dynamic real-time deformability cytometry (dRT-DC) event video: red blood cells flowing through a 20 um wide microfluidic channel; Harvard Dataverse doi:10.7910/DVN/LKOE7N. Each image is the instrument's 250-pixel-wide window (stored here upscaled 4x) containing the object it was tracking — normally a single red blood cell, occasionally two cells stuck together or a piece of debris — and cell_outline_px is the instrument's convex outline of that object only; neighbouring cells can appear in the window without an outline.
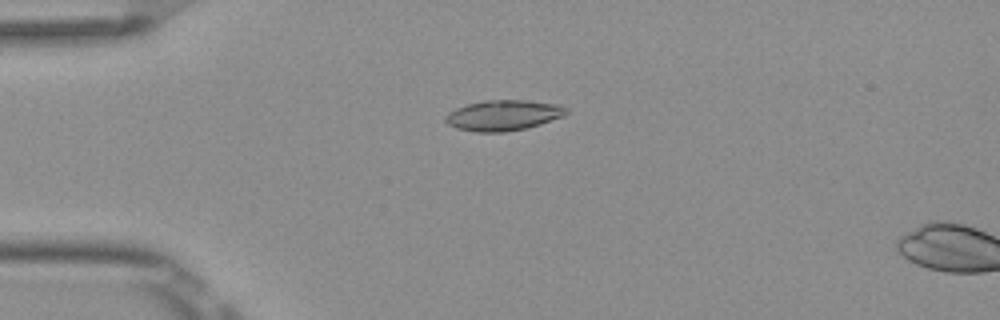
{"species": "Egyptian fruit bat (a non-hibernating species)", "species_latin": "Rousettus aegyptiacus", "temperature_condition": "room temperature", "stored_images_in_passage": 2, "camera_frame_rate_fps": 3000, "um_per_image_px": 0.085, "frame": {"image": 1, "passage_image": 1, "time_ms": 0.0, "image_size_px": [1000, 320], "cell_outline_px": [[568, 112], [564, 116], [540, 124], [524, 128], [504, 132], [476, 132], [456, 128], [448, 124], [444, 120], [444, 116], [448, 112], [456, 108], [468, 104], [484, 100], [528, 100], [560, 104], [568, 108]], "centroid_in_image_um": [42.79, 9.79], "position_along_channel_um": 42.2, "area_um2": 21.62}}